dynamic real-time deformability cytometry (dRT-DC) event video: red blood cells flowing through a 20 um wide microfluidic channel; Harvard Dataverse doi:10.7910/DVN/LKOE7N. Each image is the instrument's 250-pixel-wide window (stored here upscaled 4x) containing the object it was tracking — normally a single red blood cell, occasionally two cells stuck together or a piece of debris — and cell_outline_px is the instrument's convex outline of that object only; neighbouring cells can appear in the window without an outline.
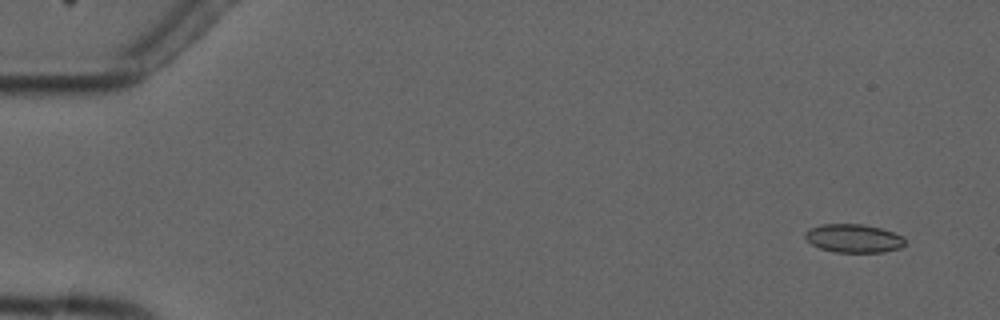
{"species": "common noctule bat (a hibernating species)", "species_latin": "Nyctalus noctula", "temperature_condition": "cold", "stored_images_in_passage": 8, "camera_frame_rate_fps": 3000, "um_per_image_px": 0.085, "animal": {"sex": "male", "forearm_length_mm": 52.5}, "frame": {"image": 1, "passage_image": 2, "time_ms": 1.0, "image_size_px": [1000, 320], "cell_outline_px": [[904, 244], [900, 248], [884, 252], [836, 252], [820, 248], [812, 244], [804, 236], [804, 232], [808, 228], [820, 224], [860, 224], [880, 228], [904, 236]], "centroid_in_image_um": [72.53, 20.25], "position_along_channel_um": 12.5, "area_um2": 16.53}}
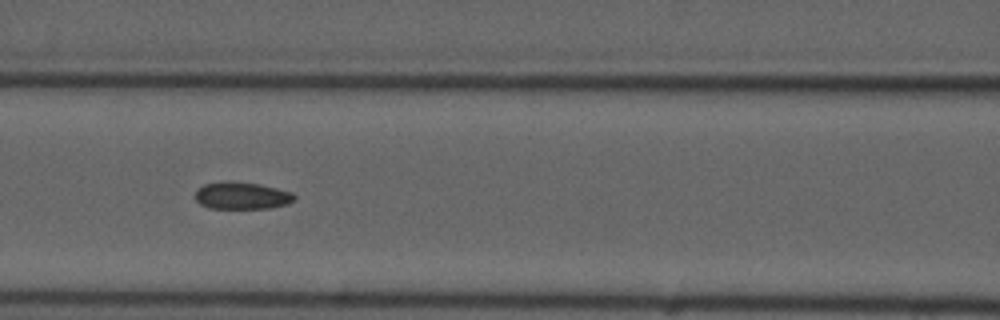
{"frame": {"image": 2, "passage_image": 7, "time_ms": 8.0, "image_size_px": [1000, 320], "cell_outline_px": [[296, 200], [288, 204], [268, 208], [208, 208], [200, 204], [196, 200], [196, 188], [204, 184], [232, 180], [260, 184], [292, 192], [296, 196]], "centroid_in_image_um": [20.56, 16.62], "position_along_channel_um": 146.0, "area_um2": 15.9}}
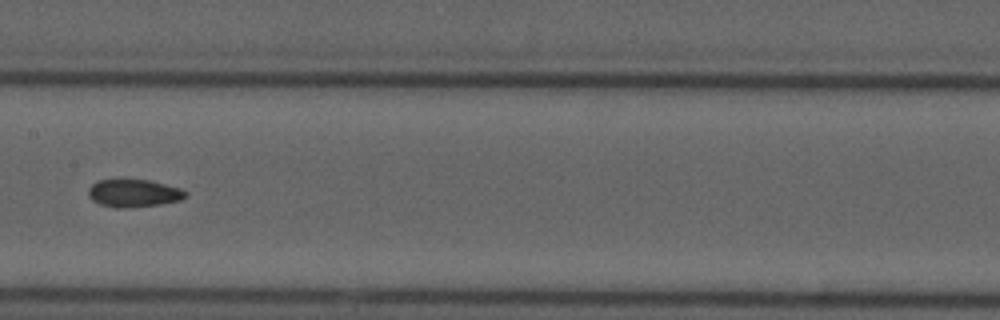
{"frame": {"image": 3, "passage_image": 8, "time_ms": 9.333, "image_size_px": [1000, 320], "cell_outline_px": [[188, 196], [180, 200], [160, 204], [128, 208], [116, 208], [100, 204], [92, 200], [88, 196], [88, 188], [92, 184], [100, 180], [148, 180], [180, 188], [188, 192]], "centroid_in_image_um": [11.37, 16.43], "position_along_channel_um": 196.0, "area_um2": 15.66}}